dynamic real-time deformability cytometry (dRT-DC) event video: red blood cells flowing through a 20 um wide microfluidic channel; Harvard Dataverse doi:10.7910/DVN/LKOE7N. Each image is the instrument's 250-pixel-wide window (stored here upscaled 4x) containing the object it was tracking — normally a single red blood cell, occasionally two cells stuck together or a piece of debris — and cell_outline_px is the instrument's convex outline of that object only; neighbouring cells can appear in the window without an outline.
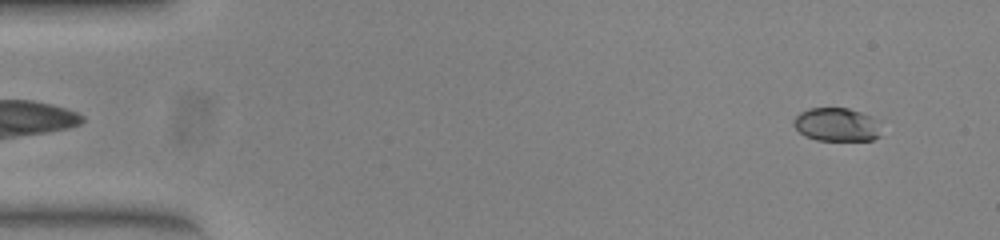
{"species": "common noctule bat (a hibernating species)", "species_latin": "Nyctalus noctula", "temperature_condition": "warm", "stored_images_in_passage": 16, "camera_frame_rate_fps": 3000, "um_per_image_px": 0.085, "animal": {"sex": "female", "body_mass_g": 23.0, "forearm_length_mm": 53.4}, "frame": {"image": 1, "passage_image": 3, "time_ms": 0.667, "image_size_px": [1000, 240], "cell_outline_px": [[880, 136], [872, 140], [816, 140], [804, 136], [792, 124], [792, 120], [800, 112], [808, 108], [848, 108], [860, 112], [880, 120]], "centroid_in_image_um": [71.12, 10.59], "position_along_channel_um": 13.9, "area_um2": 17.28}}